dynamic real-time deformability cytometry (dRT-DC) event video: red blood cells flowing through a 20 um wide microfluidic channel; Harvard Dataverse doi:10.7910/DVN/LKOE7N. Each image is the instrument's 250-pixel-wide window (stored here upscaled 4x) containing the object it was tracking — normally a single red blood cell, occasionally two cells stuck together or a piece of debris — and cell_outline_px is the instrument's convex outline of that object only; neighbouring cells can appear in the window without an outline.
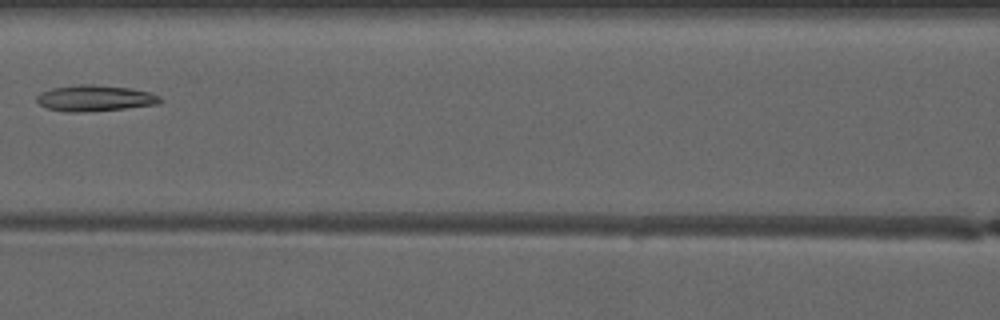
{"species": "common noctule bat (a hibernating species)", "species_latin": "Nyctalus noctula", "temperature_condition": "warm", "stored_images_in_passage": 3, "camera_frame_rate_fps": 3000, "um_per_image_px": 0.085, "animal": {"sex": "male", "forearm_length_mm": 52.5}, "frame": {"image": 1, "passage_image": 3, "time_ms": 2.667, "image_size_px": [1000, 320], "cell_outline_px": [[164, 100], [156, 104], [124, 108], [84, 112], [64, 112], [48, 108], [40, 104], [36, 100], [36, 96], [40, 92], [52, 88], [76, 84], [92, 84], [132, 88], [148, 92], [160, 96]], "centroid_in_image_um": [8.04, 8.34], "position_along_channel_um": 158.6, "area_um2": 18.79}}